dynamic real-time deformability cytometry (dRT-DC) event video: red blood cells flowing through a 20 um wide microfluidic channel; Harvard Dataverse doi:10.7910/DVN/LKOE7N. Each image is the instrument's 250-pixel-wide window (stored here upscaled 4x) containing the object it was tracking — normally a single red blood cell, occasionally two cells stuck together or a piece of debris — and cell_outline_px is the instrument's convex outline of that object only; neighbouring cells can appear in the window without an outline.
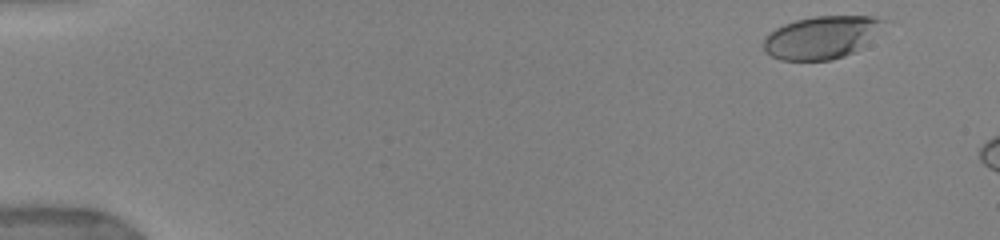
{"species": "human", "species_latin": "Homo sapiens", "temperature_condition": "warm", "stored_images_in_passage": 5, "camera_frame_rate_fps": 3000, "um_per_image_px": 0.085, "donor": {"sex": "female"}, "frame": {"image": 1, "passage_image": 2, "time_ms": 0.667, "image_size_px": [1000, 240], "cell_outline_px": [[884, 20], [852, 52], [844, 56], [832, 60], [780, 60], [764, 52], [764, 40], [776, 28], [784, 24], [796, 20], [816, 16], [872, 16]], "centroid_in_image_um": [69.67, 3.18], "position_along_channel_um": 15.3, "area_um2": 28.5}}